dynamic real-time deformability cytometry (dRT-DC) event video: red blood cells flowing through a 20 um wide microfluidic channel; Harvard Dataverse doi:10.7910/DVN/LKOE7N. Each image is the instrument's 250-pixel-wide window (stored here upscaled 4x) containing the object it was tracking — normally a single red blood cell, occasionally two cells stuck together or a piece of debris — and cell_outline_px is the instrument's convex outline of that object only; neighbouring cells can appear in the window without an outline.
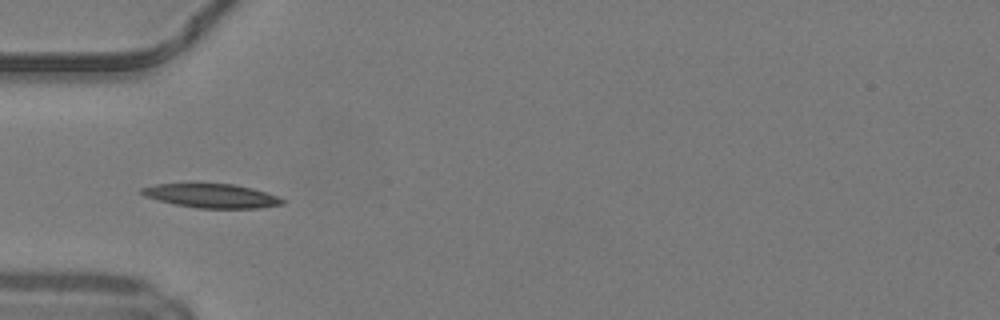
{"species": "common noctule bat (a hibernating species)", "species_latin": "Nyctalus noctula", "temperature_condition": "warm", "stored_images_in_passage": 35, "camera_frame_rate_fps": 3000, "um_per_image_px": 0.085, "animal": {"sex": "male", "body_mass_g": 19.2, "forearm_length_mm": 51.8}, "frame": {"image": 1, "passage_image": 2, "time_ms": 0.333, "image_size_px": [1000, 320], "cell_outline_px": [[284, 204], [260, 208], [200, 208], [176, 204], [144, 196], [140, 192], [140, 188], [156, 184], [188, 180], [236, 184], [268, 192], [284, 200]], "centroid_in_image_um": [17.93, 16.58], "position_along_channel_um": 67.1, "area_um2": 20.63}}
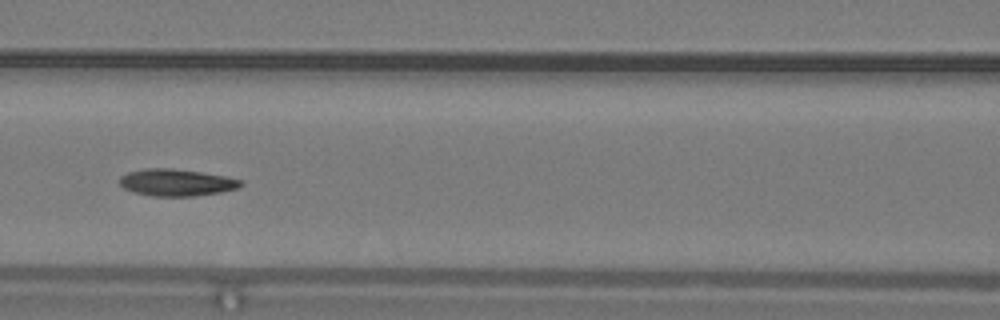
{"frame": {"image": 2, "passage_image": 8, "time_ms": 2.333, "image_size_px": [1000, 320], "cell_outline_px": [[244, 184], [240, 188], [220, 192], [192, 196], [152, 196], [136, 192], [124, 188], [120, 184], [120, 176], [128, 172], [144, 168], [172, 168], [200, 172], [224, 176], [240, 180]], "centroid_in_image_um": [15.0, 15.51], "position_along_channel_um": 151.6, "area_um2": 18.9}}
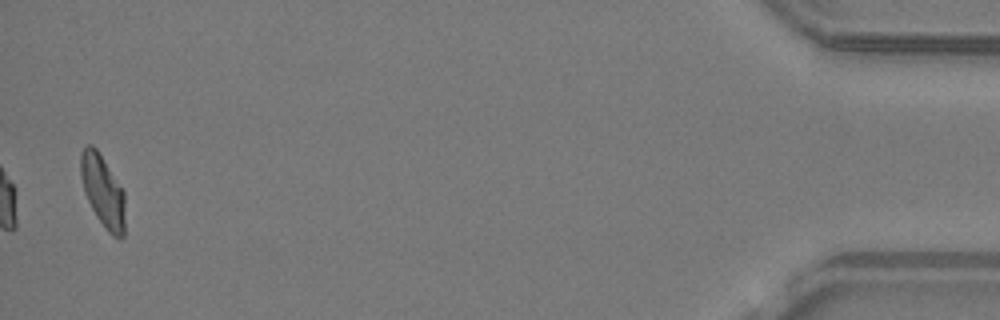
{"frame": {"image": 3, "passage_image": 34, "time_ms": 11.0, "image_size_px": [1000, 320], "cell_outline_px": [[124, 236], [120, 240], [112, 236], [108, 232], [96, 216], [84, 192], [80, 176], [80, 152], [88, 144], [92, 144], [96, 148], [124, 192]], "centroid_in_image_um": [8.72, 16.26], "position_along_channel_um": 426.5, "area_um2": 18.5}, "authors_computed_cell_mechanics": {"area_um2": 18.785, "velocity_mm_per_s": 4.2044, "shape_relaxation_time_tau1_ms": 5.5487, "shape_relaxation_time_tau2_ms": 3.2235, "deformation_change_tau1": 0.1794, "deformation_change_tau2": 0.0964}}